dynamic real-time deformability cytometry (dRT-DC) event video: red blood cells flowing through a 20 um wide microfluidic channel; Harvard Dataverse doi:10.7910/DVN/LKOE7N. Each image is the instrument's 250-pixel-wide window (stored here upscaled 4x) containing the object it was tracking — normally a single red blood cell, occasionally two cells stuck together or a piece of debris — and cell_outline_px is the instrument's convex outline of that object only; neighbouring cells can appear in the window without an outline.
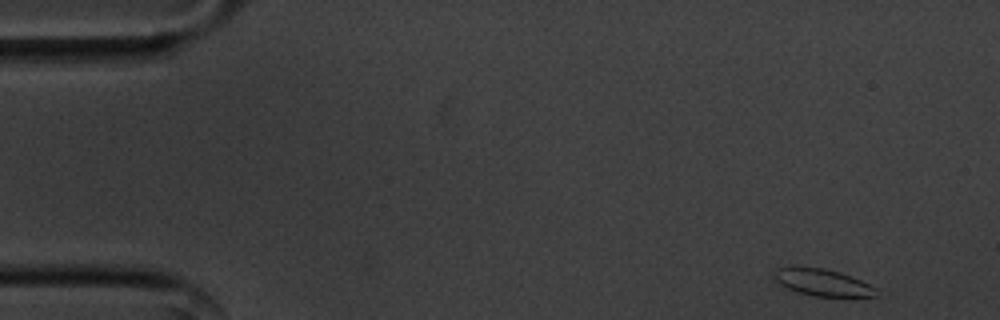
{"species": "common noctule bat (a hibernating species)", "species_latin": "Nyctalus noctula", "temperature_condition": "cold", "stored_images_in_passage": 54, "segment_of_instrument_passage": [1, 2], "camera_frame_rate_fps": 3000, "um_per_image_px": 0.085, "animal": {"sex": "male", "body_mass_g": 20.1, "forearm_length_mm": 53.5}, "frame": {"image": 1, "passage_image": 1, "time_ms": 0.0, "image_size_px": [1000, 320], "cell_outline_px": [[876, 296], [812, 296], [796, 292], [780, 284], [772, 276], [776, 268], [792, 264], [796, 264], [824, 268], [840, 272], [852, 276], [876, 288]], "centroid_in_image_um": [69.81, 23.95], "position_along_channel_um": 15.2, "area_um2": 16.42}}
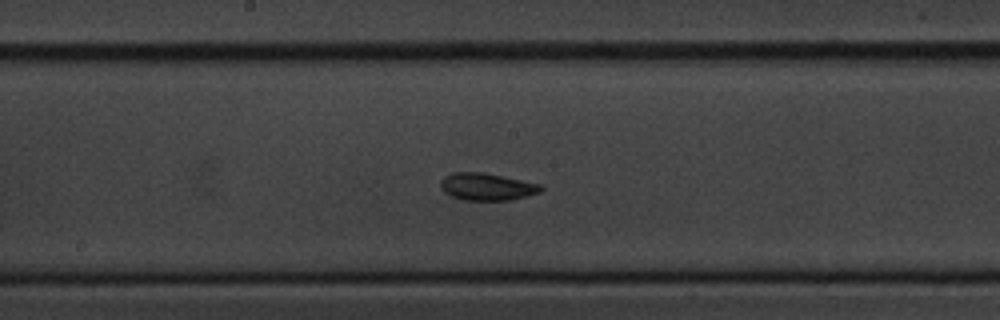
{"frame": {"image": 2, "passage_image": 26, "time_ms": 8.333, "image_size_px": [1000, 320], "cell_outline_px": [[544, 188], [540, 192], [528, 196], [508, 200], [464, 200], [452, 196], [444, 192], [440, 188], [440, 180], [444, 176], [452, 172], [484, 172], [504, 176], [540, 184]], "centroid_in_image_um": [41.37, 15.86], "position_along_channel_um": 206.8, "area_um2": 16.07}}
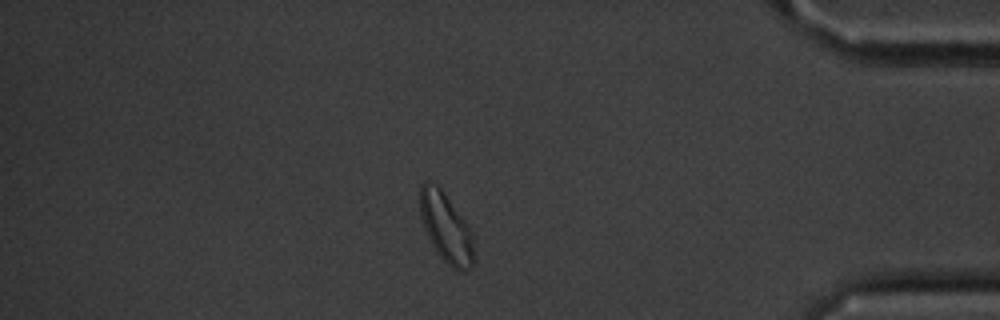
{"frame": {"image": 3, "passage_image": 45, "time_ms": 14.667, "image_size_px": [1000, 320], "cell_outline_px": [[472, 268], [464, 272], [460, 272], [452, 268], [440, 256], [432, 244], [428, 236], [420, 212], [420, 184], [424, 180], [428, 180], [436, 184], [440, 188], [468, 224], [472, 232]], "centroid_in_image_um": [37.91, 19.33], "position_along_channel_um": 397.3, "area_um2": 21.5}}